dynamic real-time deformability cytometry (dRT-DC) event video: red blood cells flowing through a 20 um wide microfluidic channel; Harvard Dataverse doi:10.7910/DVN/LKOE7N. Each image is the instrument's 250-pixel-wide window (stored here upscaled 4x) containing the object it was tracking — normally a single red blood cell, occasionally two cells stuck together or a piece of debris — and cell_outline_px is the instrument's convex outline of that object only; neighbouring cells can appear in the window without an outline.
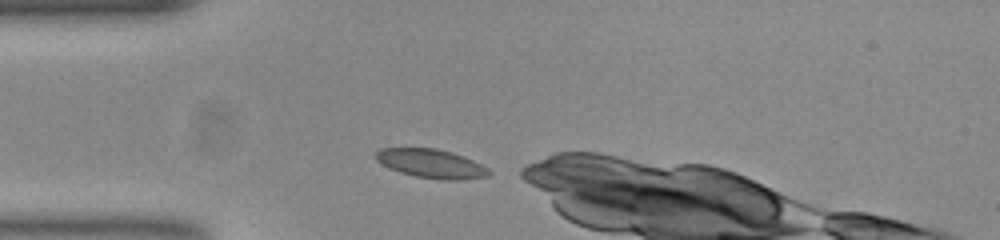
{"species": "common noctule bat (a hibernating species)", "species_latin": "Nyctalus noctula", "temperature_condition": "room temperature", "stored_images_in_passage": 42, "camera_frame_rate_fps": 3000, "um_per_image_px": 0.085, "animal": {"sex": "female", "body_mass_g": 23.0, "forearm_length_mm": 53.4}, "frame": {"image": 1, "passage_image": 1, "time_ms": 0.0, "image_size_px": [1000, 240], "cell_outline_px": [[492, 172], [488, 176], [456, 180], [444, 180], [416, 176], [400, 172], [388, 168], [376, 160], [372, 156], [380, 148], [436, 148], [452, 152], [464, 156], [488, 168]], "centroid_in_image_um": [36.62, 13.89], "position_along_channel_um": 48.4, "area_um2": 19.07}}
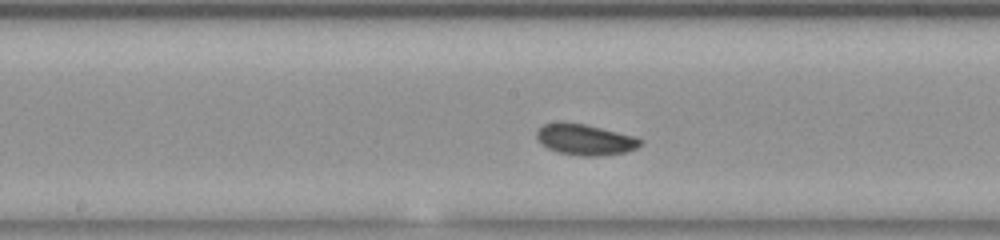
{"frame": {"image": 2, "passage_image": 14, "time_ms": 4.333, "image_size_px": [1000, 240], "cell_outline_px": [[644, 144], [628, 152], [600, 156], [584, 156], [556, 152], [548, 148], [536, 136], [536, 132], [544, 124], [584, 124], [636, 136], [644, 140]], "centroid_in_image_um": [49.84, 11.9], "position_along_channel_um": 198.4, "area_um2": 18.38}}
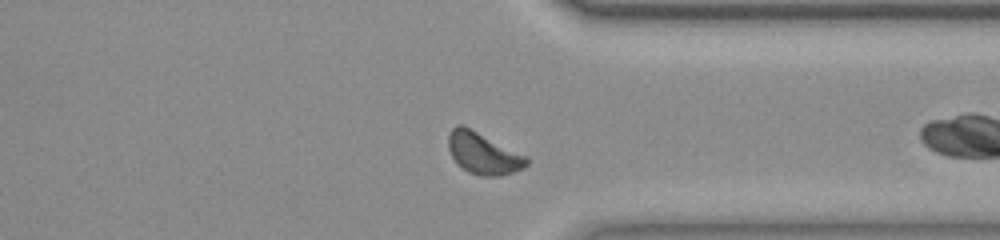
{"frame": {"image": 3, "passage_image": 28, "time_ms": 9.0, "image_size_px": [1000, 240], "cell_outline_px": [[528, 164], [524, 168], [500, 176], [480, 176], [468, 172], [460, 168], [456, 164], [448, 148], [448, 136], [452, 128], [456, 124], [464, 124], [528, 156]], "centroid_in_image_um": [41.06, 13.02], "position_along_channel_um": 370.3, "area_um2": 19.42}}